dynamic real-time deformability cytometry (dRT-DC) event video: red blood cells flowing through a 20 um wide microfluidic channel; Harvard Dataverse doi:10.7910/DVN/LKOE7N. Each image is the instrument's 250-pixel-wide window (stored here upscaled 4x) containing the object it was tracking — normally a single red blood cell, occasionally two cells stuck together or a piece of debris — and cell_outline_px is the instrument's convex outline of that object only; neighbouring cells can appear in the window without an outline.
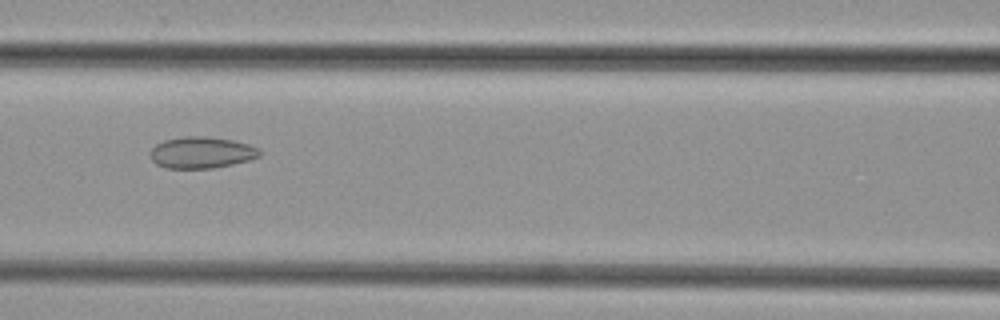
{"species": "common noctule bat (a hibernating species)", "species_latin": "Nyctalus noctula", "temperature_condition": "cold", "stored_images_in_passage": 36, "camera_frame_rate_fps": 3000, "um_per_image_px": 0.085, "animal": {"sex": "female", "body_mass_g": 29.2, "forearm_length_mm": 56.3}, "frame": {"image": 1, "passage_image": 9, "time_ms": 2.667, "image_size_px": [1000, 320], "cell_outline_px": [[260, 156], [248, 160], [232, 164], [212, 168], [164, 168], [156, 164], [152, 160], [148, 152], [156, 144], [164, 140], [184, 136], [204, 136], [232, 140], [248, 144], [260, 148]], "centroid_in_image_um": [17.09, 12.96], "position_along_channel_um": 149.5, "area_um2": 20.11}}
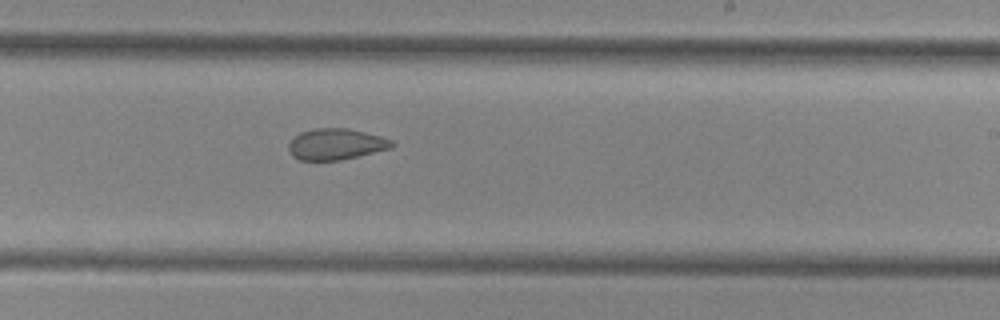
{"frame": {"image": 2, "passage_image": 17, "time_ms": 5.333, "image_size_px": [1000, 320], "cell_outline_px": [[396, 144], [392, 148], [340, 160], [300, 160], [292, 156], [288, 152], [288, 144], [300, 132], [312, 128], [348, 128], [380, 136], [392, 140]], "centroid_in_image_um": [28.55, 12.25], "position_along_channel_um": 260.5, "area_um2": 18.79}}
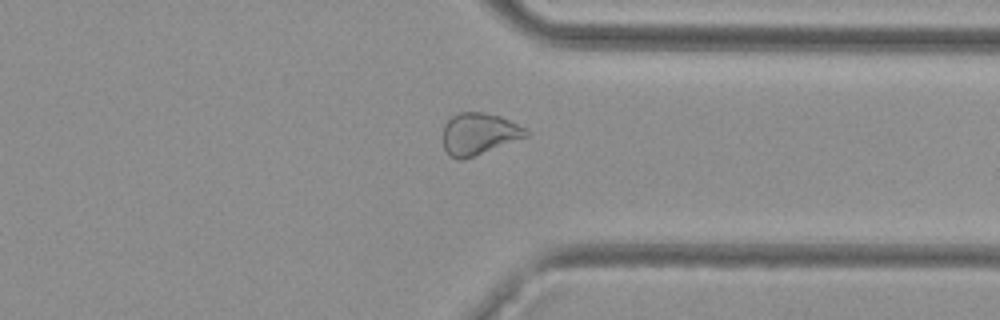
{"frame": {"image": 3, "passage_image": 25, "time_ms": 8.0, "image_size_px": [1000, 320], "cell_outline_px": [[528, 136], [464, 160], [460, 160], [448, 156], [444, 148], [444, 124], [452, 116], [460, 112], [484, 112], [500, 116], [524, 128], [528, 132]], "centroid_in_image_um": [40.68, 11.39], "position_along_channel_um": 370.7, "area_um2": 20.11}}